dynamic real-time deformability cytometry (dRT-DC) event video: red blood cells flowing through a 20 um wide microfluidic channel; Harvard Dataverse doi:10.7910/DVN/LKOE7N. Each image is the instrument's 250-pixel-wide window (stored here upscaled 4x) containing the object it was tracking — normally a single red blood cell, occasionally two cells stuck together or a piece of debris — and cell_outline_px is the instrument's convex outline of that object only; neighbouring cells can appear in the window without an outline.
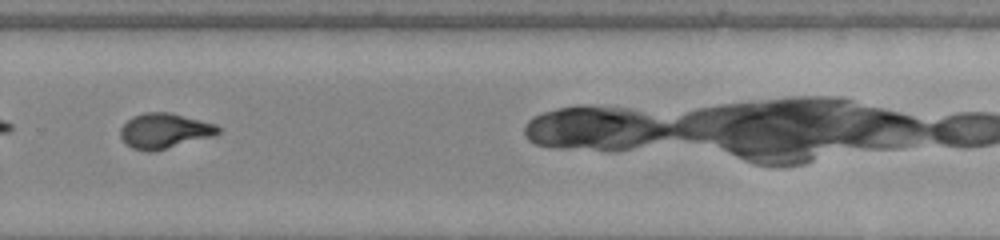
{"species": "common noctule bat (a hibernating species)", "species_latin": "Nyctalus noctula", "temperature_condition": "warm", "stored_images_in_passage": 26, "camera_frame_rate_fps": 3000, "um_per_image_px": 0.085, "animal": {"sex": "female", "body_mass_g": 22.0, "forearm_length_mm": 56.7}, "frame": {"image": 1, "passage_image": 19, "time_ms": 6.0, "image_size_px": [1000, 240], "cell_outline_px": [[220, 132], [212, 136], [152, 152], [148, 152], [132, 148], [120, 136], [120, 128], [132, 116], [144, 112], [168, 112], [216, 124], [220, 128]], "centroid_in_image_um": [13.96, 11.11], "position_along_channel_um": 315.8, "area_um2": 19.77}}
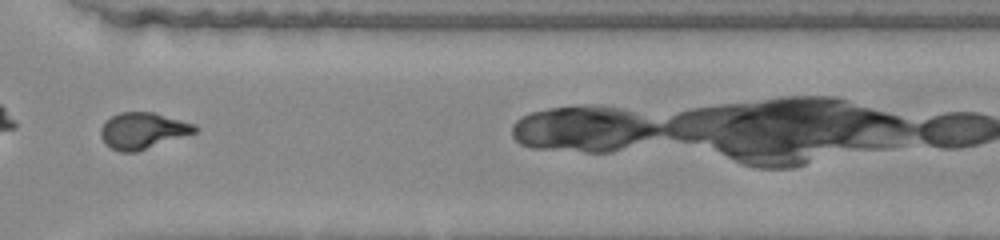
{"frame": {"image": 2, "passage_image": 22, "time_ms": 7.0, "image_size_px": [1000, 240], "cell_outline_px": [[200, 128], [196, 132], [136, 152], [120, 152], [112, 148], [100, 136], [100, 128], [112, 116], [120, 112], [152, 112], [196, 124]], "centroid_in_image_um": [12.16, 11.1], "position_along_channel_um": 358.4, "area_um2": 19.65}}